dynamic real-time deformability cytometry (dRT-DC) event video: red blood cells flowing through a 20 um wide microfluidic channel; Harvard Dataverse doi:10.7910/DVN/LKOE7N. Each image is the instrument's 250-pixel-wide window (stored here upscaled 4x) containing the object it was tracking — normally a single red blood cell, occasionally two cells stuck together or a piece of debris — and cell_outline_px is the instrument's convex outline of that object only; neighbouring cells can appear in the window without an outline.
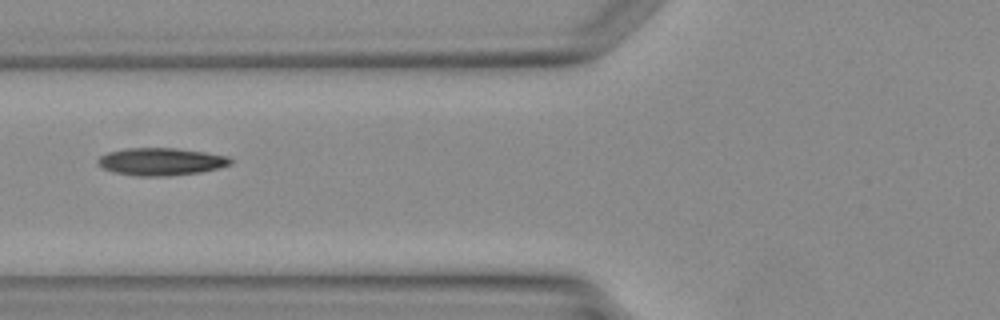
{"species": "Egyptian fruit bat (a non-hibernating species)", "species_latin": "Rousettus aegyptiacus", "temperature_condition": "warm", "stored_images_in_passage": 2, "camera_frame_rate_fps": 3000, "um_per_image_px": 0.085, "animal": {"sex": "female"}, "frame": {"image": 1, "passage_image": 2, "time_ms": 1.333, "image_size_px": [1000, 320], "cell_outline_px": [[232, 164], [200, 172], [168, 176], [136, 176], [112, 172], [96, 164], [96, 160], [100, 156], [108, 152], [128, 148], [176, 148], [204, 152], [228, 156], [232, 160]], "centroid_in_image_um": [13.65, 13.74], "position_along_channel_um": 112.2, "area_um2": 21.27}}